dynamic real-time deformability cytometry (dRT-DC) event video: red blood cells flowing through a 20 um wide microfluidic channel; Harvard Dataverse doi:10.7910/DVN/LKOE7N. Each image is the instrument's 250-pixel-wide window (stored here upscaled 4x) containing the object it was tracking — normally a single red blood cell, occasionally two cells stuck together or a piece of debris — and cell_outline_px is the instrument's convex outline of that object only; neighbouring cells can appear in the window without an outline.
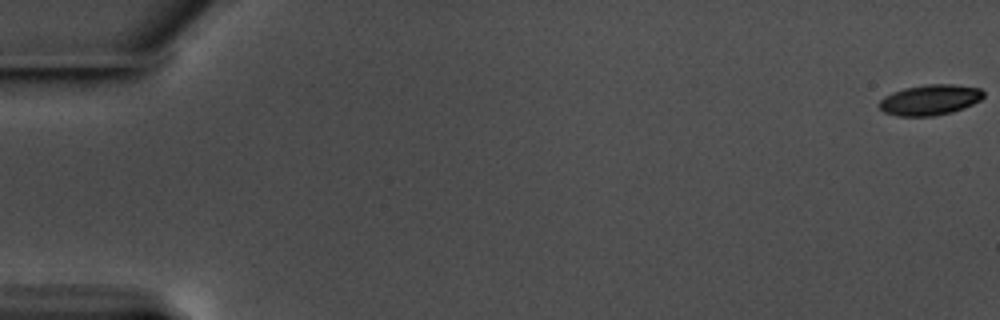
{"species": "common noctule bat (a hibernating species)", "species_latin": "Nyctalus noctula", "temperature_condition": "warm", "stored_images_in_passage": 59, "camera_frame_rate_fps": 3000, "um_per_image_px": 0.085, "animal": {"sex": "male", "body_mass_g": 17.5, "forearm_length_mm": 52.3}, "frame": {"image": 1, "passage_image": 1, "time_ms": 0.0, "image_size_px": [1000, 320], "cell_outline_px": [[984, 96], [980, 100], [964, 108], [952, 112], [936, 116], [896, 116], [884, 112], [880, 108], [880, 100], [884, 96], [892, 92], [904, 88], [928, 84], [952, 84], [980, 88], [984, 92]], "centroid_in_image_um": [79.05, 8.49], "position_along_channel_um": 5.9, "area_um2": 18.61}}
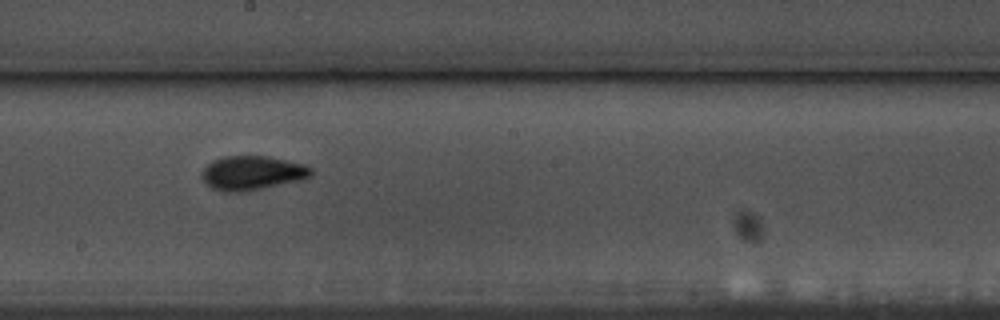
{"frame": {"image": 2, "passage_image": 34, "time_ms": 11.0, "image_size_px": [1000, 320], "cell_outline_px": [[312, 176], [304, 180], [248, 192], [224, 192], [212, 188], [200, 176], [200, 172], [212, 160], [224, 156], [268, 156], [304, 164], [312, 168]], "centroid_in_image_um": [21.46, 14.72], "position_along_channel_um": 226.7, "area_um2": 22.2}}
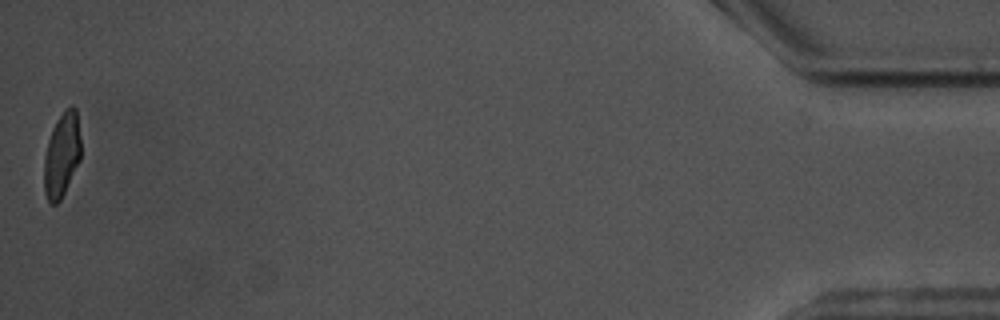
{"frame": {"image": 3, "passage_image": 59, "time_ms": 19.333, "image_size_px": [1000, 320], "cell_outline_px": [[80, 160], [60, 200], [56, 204], [52, 204], [48, 200], [44, 192], [44, 156], [48, 140], [52, 128], [56, 120], [72, 104], [76, 108], [80, 136]], "centroid_in_image_um": [5.24, 13.16], "position_along_channel_um": 430.0, "area_um2": 17.98}, "authors_computed_cell_mechanics": {"area_um2": 19.5364, "velocity_mm_per_s": 3.546, "shape_relaxation_time_tau1_ms": 3.417, "shape_relaxation_time_tau2_ms": 2.0739, "deformation_change_tau1": 0.1528, "deformation_change_tau2": 0.0792}}